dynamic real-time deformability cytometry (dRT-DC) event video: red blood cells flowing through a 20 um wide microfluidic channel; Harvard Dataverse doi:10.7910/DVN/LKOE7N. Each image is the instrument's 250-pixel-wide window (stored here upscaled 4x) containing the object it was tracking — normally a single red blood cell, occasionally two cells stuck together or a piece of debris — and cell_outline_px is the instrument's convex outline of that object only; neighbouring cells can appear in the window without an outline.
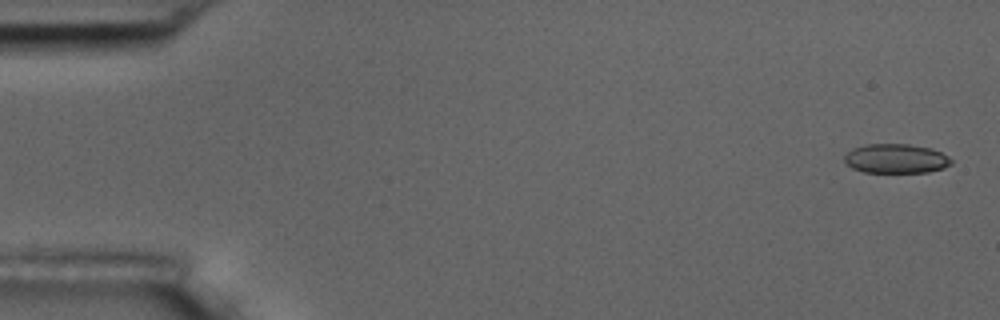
{"species": "common noctule bat (a hibernating species)", "species_latin": "Nyctalus noctula", "temperature_condition": "room temperature", "stored_images_in_passage": 56, "camera_frame_rate_fps": 3000, "um_per_image_px": 0.085, "animal": {"sex": "male", "body_mass_g": 17.5, "forearm_length_mm": 52.3}, "frame": {"image": 1, "passage_image": 2, "time_ms": 0.333, "image_size_px": [1000, 320], "cell_outline_px": [[952, 164], [944, 168], [928, 172], [864, 172], [852, 168], [844, 160], [844, 156], [852, 148], [864, 144], [908, 144], [932, 148], [948, 156], [952, 160]], "centroid_in_image_um": [76.16, 13.47], "position_along_channel_um": 8.8, "area_um2": 18.32}}
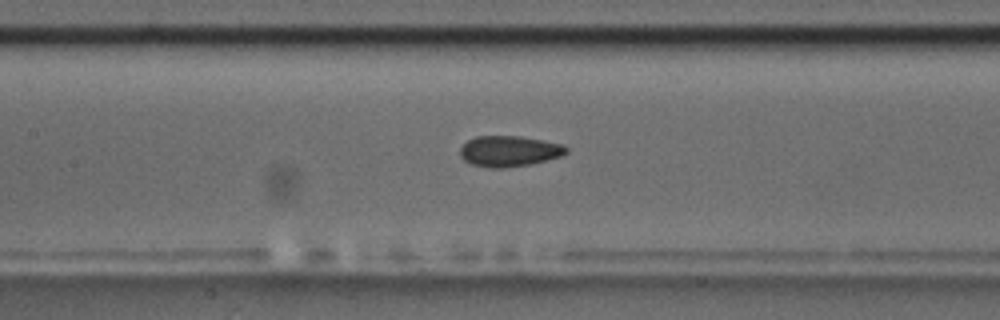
{"frame": {"image": 2, "passage_image": 26, "time_ms": 8.333, "image_size_px": [1000, 320], "cell_outline_px": [[568, 152], [564, 156], [532, 164], [504, 168], [488, 168], [472, 164], [464, 160], [460, 156], [460, 148], [468, 140], [476, 136], [520, 136], [564, 144], [568, 148]], "centroid_in_image_um": [43.32, 12.85], "position_along_channel_um": 164.1, "area_um2": 19.31}}
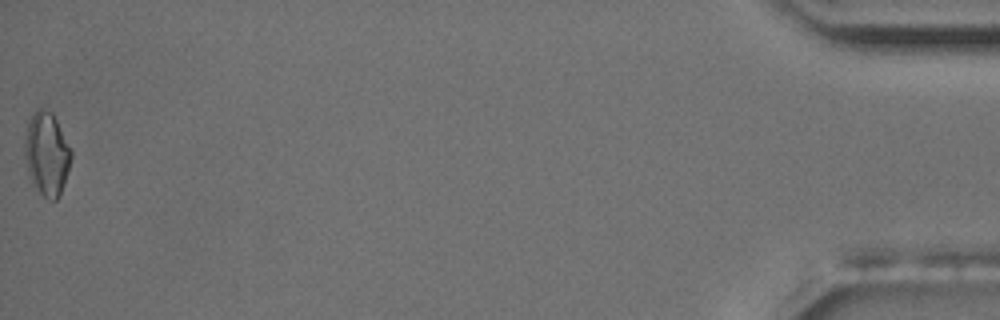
{"frame": {"image": 3, "passage_image": 56, "time_ms": 18.333, "image_size_px": [1000, 320], "cell_outline_px": [[72, 156], [60, 196], [56, 200], [48, 200], [40, 192], [32, 180], [28, 172], [24, 156], [24, 136], [28, 120], [32, 112], [36, 108], [44, 108], [52, 112], [72, 152]], "centroid_in_image_um": [3.95, 13.03], "position_along_channel_um": 431.3, "area_um2": 22.54}, "authors_computed_cell_mechanics": {"area_um2": 19.0162, "velocity_mm_per_s": 3.6458, "shape_relaxation_time_tau1_ms": 10.5693, "shape_relaxation_time_tau2_ms": 2.9142, "deformation_change_tau1": 0.1396, "deformation_change_tau2": 0.0859}}